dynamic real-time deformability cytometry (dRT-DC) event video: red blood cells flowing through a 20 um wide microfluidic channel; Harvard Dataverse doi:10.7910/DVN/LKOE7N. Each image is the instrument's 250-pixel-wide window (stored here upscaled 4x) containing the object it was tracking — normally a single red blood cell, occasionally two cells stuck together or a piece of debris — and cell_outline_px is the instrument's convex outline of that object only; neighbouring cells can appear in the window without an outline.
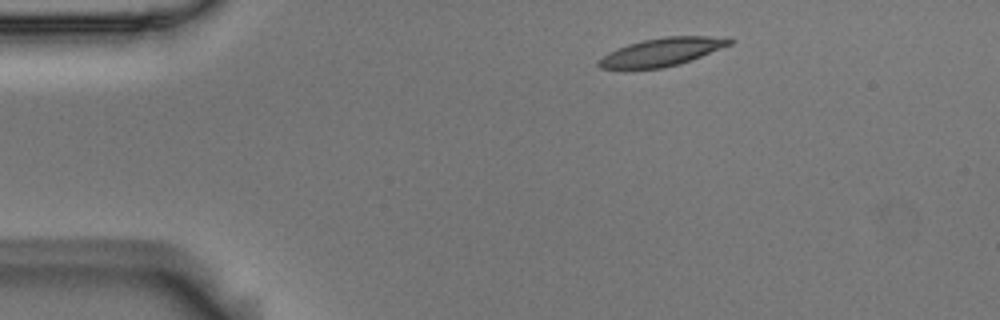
{"species": "Egyptian fruit bat (a non-hibernating species)", "species_latin": "Rousettus aegyptiacus", "temperature_condition": "room temperature", "stored_images_in_passage": 9, "camera_frame_rate_fps": 3000, "um_per_image_px": 0.085, "animal": {"sex": "male"}, "frame": {"image": 1, "passage_image": 1, "time_ms": 0.0, "image_size_px": [1000, 320], "cell_outline_px": [[736, 40], [732, 44], [692, 60], [680, 64], [664, 68], [600, 68], [596, 64], [596, 60], [608, 52], [616, 48], [628, 44], [644, 40], [664, 36], [728, 36]], "centroid_in_image_um": [56.31, 4.4], "position_along_channel_um": 28.7, "area_um2": 21.68}}
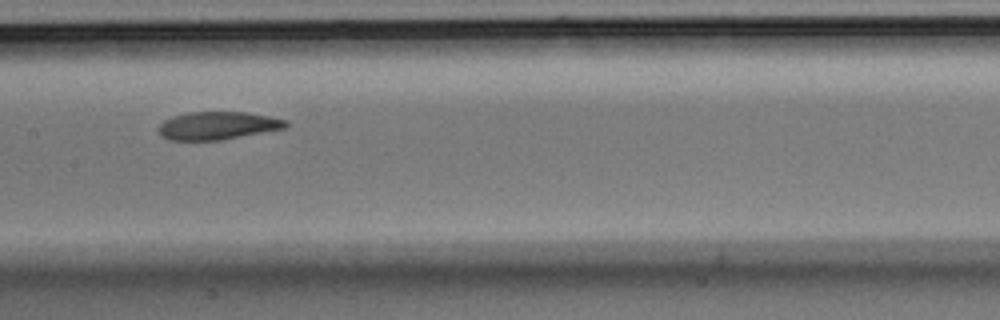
{"frame": {"image": 2, "passage_image": 6, "time_ms": 1.667, "image_size_px": [1000, 320], "cell_outline_px": [[288, 124], [284, 128], [220, 140], [168, 140], [160, 136], [160, 124], [164, 120], [172, 116], [188, 112], [244, 112], [268, 116], [288, 120]], "centroid_in_image_um": [18.47, 10.67], "position_along_channel_um": 188.9, "area_um2": 20.52}}
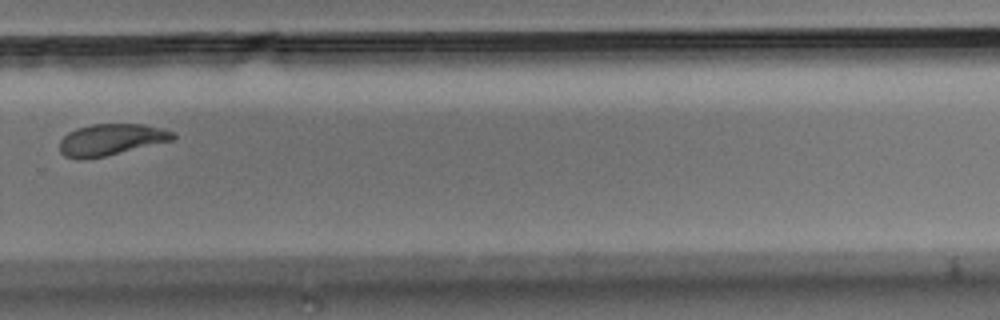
{"frame": {"image": 3, "passage_image": 9, "time_ms": 2.667, "image_size_px": [1000, 320], "cell_outline_px": [[176, 136], [172, 140], [88, 160], [76, 160], [64, 156], [60, 152], [60, 140], [68, 132], [76, 128], [92, 124], [144, 124], [160, 128], [172, 132]], "centroid_in_image_um": [9.37, 11.88], "position_along_channel_um": 320.4, "area_um2": 20.81}}